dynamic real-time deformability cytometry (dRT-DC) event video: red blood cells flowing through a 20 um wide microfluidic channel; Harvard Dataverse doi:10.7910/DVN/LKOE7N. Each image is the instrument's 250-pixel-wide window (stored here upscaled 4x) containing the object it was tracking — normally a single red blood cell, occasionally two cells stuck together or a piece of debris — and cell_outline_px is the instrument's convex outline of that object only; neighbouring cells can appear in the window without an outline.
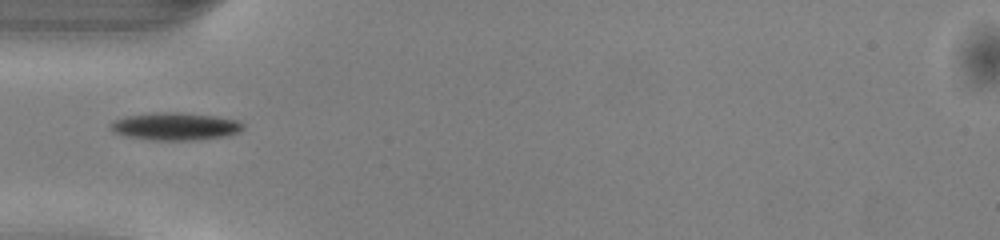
{"species": "common noctule bat (a hibernating species)", "species_latin": "Nyctalus noctula", "temperature_condition": "warm", "stored_images_in_passage": 15, "camera_frame_rate_fps": 3000, "um_per_image_px": 0.085, "animal": {"sex": "male", "body_mass_g": 13.0, "forearm_length_mm": 53.1}, "frame": {"image": 1, "passage_image": 1, "time_ms": 0.0, "image_size_px": [1000, 240], "cell_outline_px": [[244, 128], [240, 132], [224, 136], [196, 140], [152, 140], [124, 136], [116, 132], [112, 128], [112, 120], [124, 116], [152, 112], [180, 112], [216, 116], [236, 120], [244, 124]], "centroid_in_image_um": [14.9, 10.73], "position_along_channel_um": 70.1, "area_um2": 21.39}}
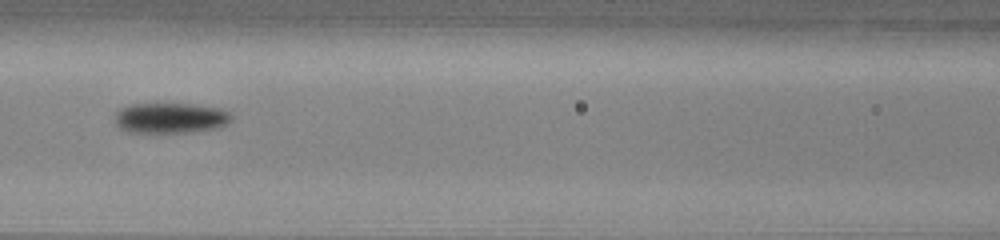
{"frame": {"image": 2, "passage_image": 7, "time_ms": 2.0, "image_size_px": [1000, 240], "cell_outline_px": [[232, 120], [216, 128], [192, 132], [128, 132], [120, 128], [116, 124], [116, 112], [120, 108], [128, 104], [200, 104], [220, 108], [228, 112], [232, 116]], "centroid_in_image_um": [14.49, 10.02], "position_along_channel_um": 152.1, "area_um2": 20.69}}
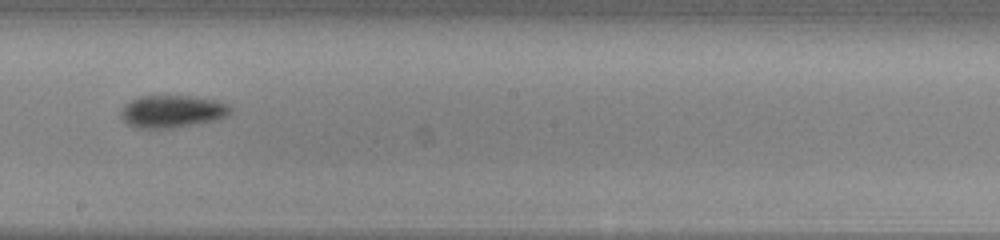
{"frame": {"image": 3, "passage_image": 13, "time_ms": 4.0, "image_size_px": [1000, 240], "cell_outline_px": [[232, 112], [228, 116], [216, 120], [176, 128], [136, 128], [128, 124], [120, 116], [120, 112], [124, 104], [140, 96], [188, 96], [216, 100], [228, 104], [232, 108]], "centroid_in_image_um": [14.65, 9.48], "position_along_channel_um": 233.5, "area_um2": 20.87}}